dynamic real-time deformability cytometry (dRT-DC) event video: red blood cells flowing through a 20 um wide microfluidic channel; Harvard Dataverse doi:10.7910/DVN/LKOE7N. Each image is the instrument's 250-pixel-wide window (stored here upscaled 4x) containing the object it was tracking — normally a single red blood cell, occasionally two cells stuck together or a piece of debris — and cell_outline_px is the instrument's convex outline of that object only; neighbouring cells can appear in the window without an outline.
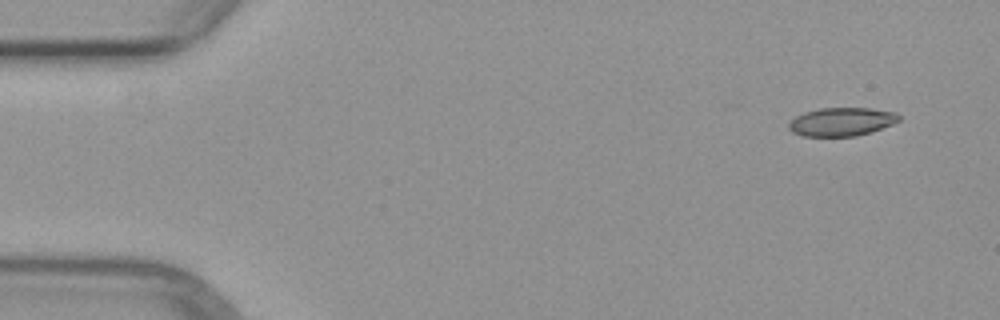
{"species": "common noctule bat (a hibernating species)", "species_latin": "Nyctalus noctula", "temperature_condition": "warm", "stored_images_in_passage": 4, "camera_frame_rate_fps": 3000, "um_per_image_px": 0.085, "animal": {"sex": "female", "body_mass_g": 29.2, "forearm_length_mm": 56.3}, "frame": {"image": 1, "passage_image": 1, "time_ms": 0.0, "image_size_px": [1000, 320], "cell_outline_px": [[900, 120], [892, 124], [872, 132], [856, 136], [800, 136], [792, 132], [788, 128], [788, 124], [796, 116], [804, 112], [820, 108], [868, 108], [896, 112], [900, 116]], "centroid_in_image_um": [71.53, 10.35], "position_along_channel_um": 13.5, "area_um2": 18.32}}
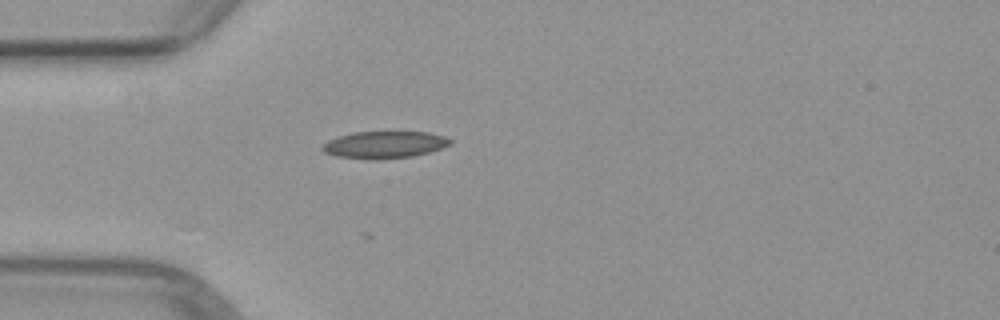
{"frame": {"image": 2, "passage_image": 4, "time_ms": 3.667, "image_size_px": [1000, 320], "cell_outline_px": [[452, 144], [428, 152], [412, 156], [376, 160], [372, 160], [336, 156], [324, 152], [320, 148], [328, 140], [352, 132], [428, 132], [444, 136], [452, 140]], "centroid_in_image_um": [32.66, 12.3], "position_along_channel_um": 52.3, "area_um2": 20.11}}